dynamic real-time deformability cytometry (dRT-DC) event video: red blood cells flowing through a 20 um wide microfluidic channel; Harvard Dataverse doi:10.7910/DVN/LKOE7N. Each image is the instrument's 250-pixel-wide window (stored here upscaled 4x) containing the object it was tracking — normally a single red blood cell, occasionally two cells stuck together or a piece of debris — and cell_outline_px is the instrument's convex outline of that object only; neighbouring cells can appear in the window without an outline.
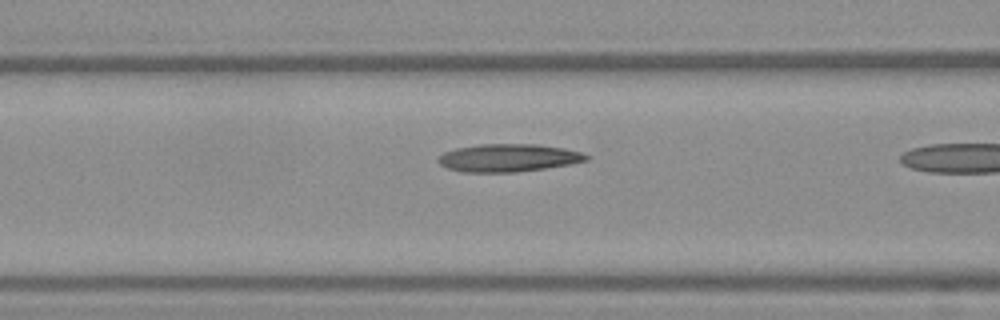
{"species": "Egyptian fruit bat (a non-hibernating species)", "species_latin": "Rousettus aegyptiacus", "temperature_condition": "warm", "stored_images_in_passage": 6, "camera_frame_rate_fps": 3000, "um_per_image_px": 0.085, "frame": {"image": 1, "passage_image": 5, "time_ms": 1.333, "image_size_px": [1000, 320], "cell_outline_px": [[588, 160], [568, 164], [544, 168], [516, 172], [460, 172], [448, 168], [440, 164], [436, 160], [444, 152], [456, 148], [480, 144], [536, 144], [564, 148], [580, 152], [588, 156]], "centroid_in_image_um": [43.17, 13.41], "position_along_channel_um": 123.4, "area_um2": 23.81}}